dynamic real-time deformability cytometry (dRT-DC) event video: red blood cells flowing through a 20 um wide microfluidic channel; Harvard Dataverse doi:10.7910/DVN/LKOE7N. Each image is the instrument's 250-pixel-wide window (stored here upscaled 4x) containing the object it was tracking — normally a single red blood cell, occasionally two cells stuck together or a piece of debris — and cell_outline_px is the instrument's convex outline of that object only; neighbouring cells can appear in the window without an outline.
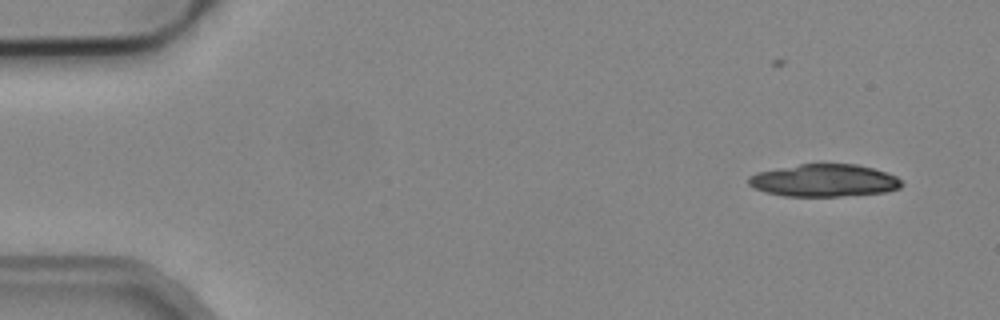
{"species": "common noctule bat (a hibernating species)", "species_latin": "Nyctalus noctula", "temperature_condition": "cold", "stored_images_in_passage": 8, "camera_frame_rate_fps": 3000, "um_per_image_px": 0.085, "animal": {"sex": "male", "body_mass_g": 19.2, "forearm_length_mm": 51.8}, "frame": {"image": 1, "passage_image": 2, "time_ms": 0.333, "image_size_px": [1000, 320], "cell_outline_px": [[904, 184], [900, 188], [888, 192], [840, 196], [784, 196], [764, 192], [752, 188], [748, 184], [748, 176], [756, 172], [800, 164], [856, 164], [888, 172], [896, 176]], "centroid_in_image_um": [70.04, 15.34], "position_along_channel_um": 15.0, "area_um2": 29.19}}
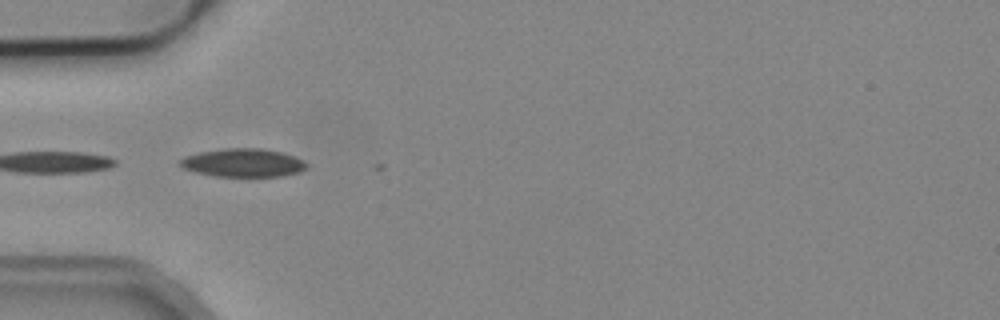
{"frame": {"image": 2, "passage_image": 5, "time_ms": 1.333, "image_size_px": [1000, 320], "cell_outline_px": [[308, 164], [300, 172], [284, 176], [216, 176], [196, 172], [184, 168], [180, 164], [180, 160], [184, 156], [200, 152], [224, 148], [260, 148], [284, 152]], "centroid_in_image_um": [20.66, 13.83], "position_along_channel_um": 64.3, "area_um2": 20.69}}
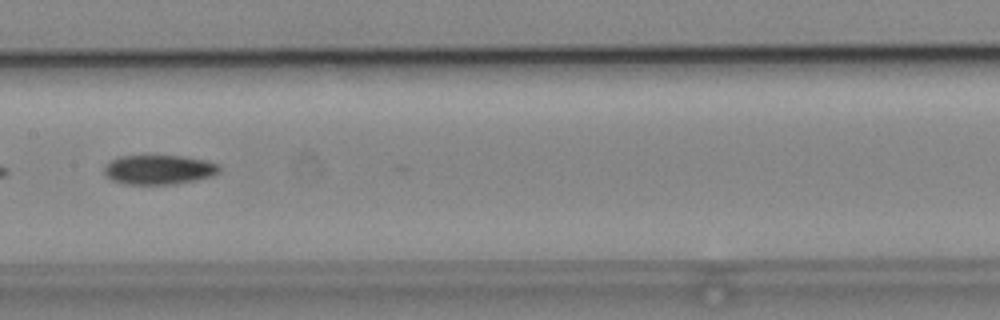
{"frame": {"image": 3, "passage_image": 8, "time_ms": 2.333, "image_size_px": [1000, 320], "cell_outline_px": [[220, 172], [208, 176], [176, 184], [124, 184], [112, 180], [104, 172], [104, 164], [120, 156], [184, 156], [208, 160], [220, 164]], "centroid_in_image_um": [13.51, 14.41], "position_along_channel_um": 193.9, "area_um2": 19.71}}